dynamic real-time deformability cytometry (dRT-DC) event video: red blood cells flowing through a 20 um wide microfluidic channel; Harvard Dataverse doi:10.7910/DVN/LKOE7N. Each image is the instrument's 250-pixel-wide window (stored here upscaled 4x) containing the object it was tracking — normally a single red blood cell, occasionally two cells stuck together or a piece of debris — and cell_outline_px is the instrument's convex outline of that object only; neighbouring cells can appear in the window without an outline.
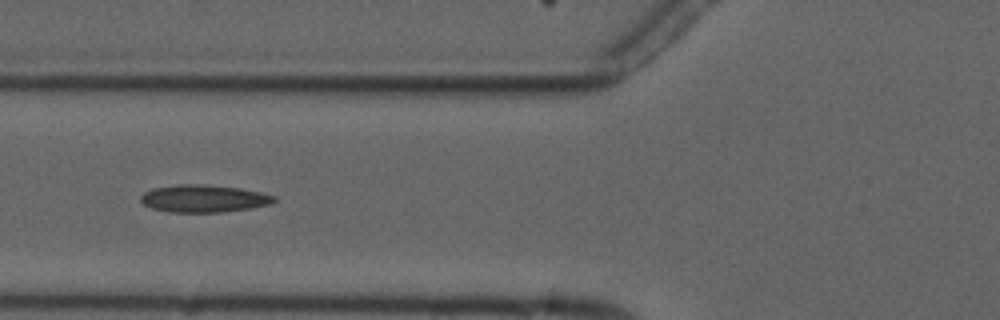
{"species": "common noctule bat (a hibernating species)", "species_latin": "Nyctalus noctula", "temperature_condition": "cold", "stored_images_in_passage": 6, "camera_frame_rate_fps": 3000, "um_per_image_px": 0.085, "animal": {"sex": "male", "forearm_length_mm": 52.5}, "frame": {"image": 1, "passage_image": 5, "time_ms": 4.667, "image_size_px": [1000, 320], "cell_outline_px": [[276, 200], [272, 204], [224, 212], [168, 212], [152, 208], [144, 204], [140, 200], [140, 196], [144, 192], [152, 188], [176, 184], [200, 184], [240, 188], [260, 192], [276, 196]], "centroid_in_image_um": [17.3, 16.87], "position_along_channel_um": 108.5, "area_um2": 21.39}}
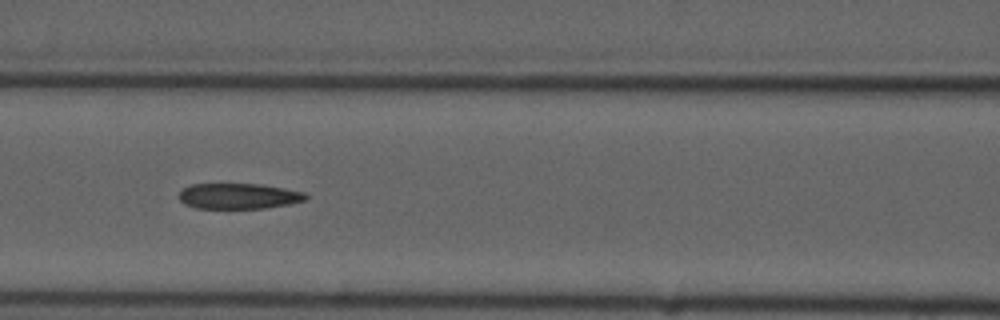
{"frame": {"image": 2, "passage_image": 6, "time_ms": 5.667, "image_size_px": [1000, 320], "cell_outline_px": [[308, 200], [288, 204], [264, 208], [196, 208], [184, 204], [180, 200], [180, 192], [184, 188], [192, 184], [260, 184], [284, 188], [304, 192], [308, 196]], "centroid_in_image_um": [20.31, 16.67], "position_along_channel_um": 146.3, "area_um2": 18.84}}